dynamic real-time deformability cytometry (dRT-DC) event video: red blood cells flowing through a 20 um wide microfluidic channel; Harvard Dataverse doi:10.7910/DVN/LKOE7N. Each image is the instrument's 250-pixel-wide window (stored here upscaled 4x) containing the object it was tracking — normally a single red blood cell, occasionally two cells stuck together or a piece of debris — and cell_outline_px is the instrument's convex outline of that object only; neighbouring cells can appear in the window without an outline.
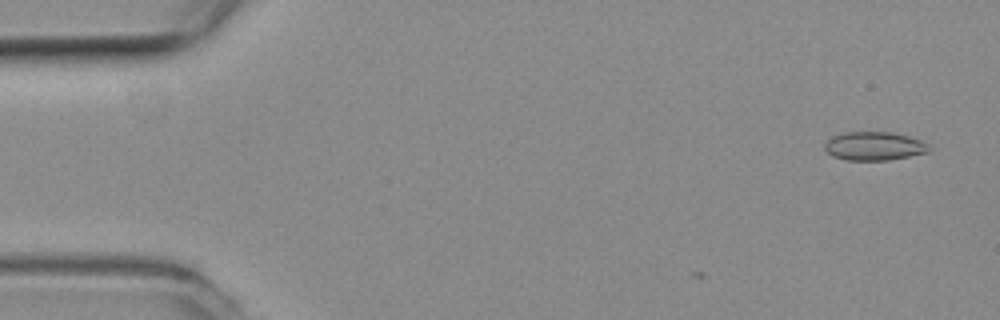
{"species": "common noctule bat (a hibernating species)", "species_latin": "Nyctalus noctula", "temperature_condition": "room temperature", "stored_images_in_passage": 3, "camera_frame_rate_fps": 3000, "um_per_image_px": 0.085, "animal": {"sex": "female", "body_mass_g": 19.3, "forearm_length_mm": 54.1}, "frame": {"image": 1, "passage_image": 3, "time_ms": 0.667, "image_size_px": [1000, 320], "cell_outline_px": [[932, 148], [928, 152], [888, 160], [844, 160], [832, 156], [824, 148], [824, 144], [832, 136], [844, 132], [892, 132], [908, 136], [920, 140], [928, 144]], "centroid_in_image_um": [74.29, 12.41], "position_along_channel_um": 10.7, "area_um2": 17.4}}